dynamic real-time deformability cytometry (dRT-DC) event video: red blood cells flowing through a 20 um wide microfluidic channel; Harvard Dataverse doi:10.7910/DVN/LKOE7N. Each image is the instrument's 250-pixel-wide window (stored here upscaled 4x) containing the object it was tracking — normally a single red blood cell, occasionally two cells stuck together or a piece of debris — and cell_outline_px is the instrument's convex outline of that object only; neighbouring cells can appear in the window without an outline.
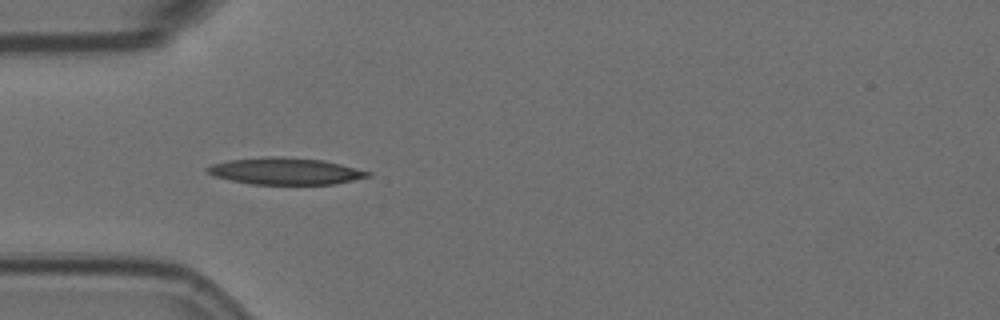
{"species": "Egyptian fruit bat (a non-hibernating species)", "species_latin": "Rousettus aegyptiacus", "temperature_condition": "room temperature", "stored_images_in_passage": 2, "camera_frame_rate_fps": 3000, "um_per_image_px": 0.085, "animal": {"sex": "female"}, "frame": {"image": 1, "passage_image": 1, "time_ms": 0.0, "image_size_px": [1000, 320], "cell_outline_px": [[372, 176], [336, 184], [252, 184], [232, 180], [216, 176], [208, 172], [204, 168], [212, 164], [228, 160], [268, 156], [284, 156], [324, 160], [372, 172]], "centroid_in_image_um": [24.29, 14.54], "position_along_channel_um": 60.7, "area_um2": 25.09}}
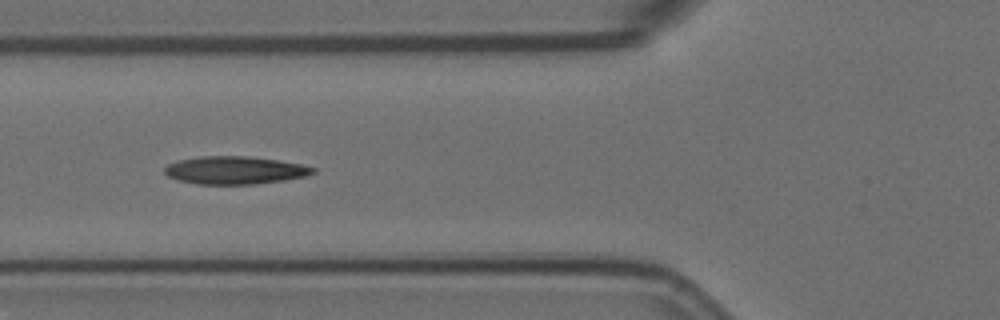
{"frame": {"image": 2, "passage_image": 2, "time_ms": 0.333, "image_size_px": [1000, 320], "cell_outline_px": [[316, 172], [308, 176], [284, 180], [256, 184], [196, 184], [176, 180], [168, 176], [164, 172], [164, 168], [168, 164], [180, 160], [200, 156], [248, 156], [276, 160], [300, 164], [316, 168]], "centroid_in_image_um": [19.96, 14.47], "position_along_channel_um": 105.8, "area_um2": 24.1}}